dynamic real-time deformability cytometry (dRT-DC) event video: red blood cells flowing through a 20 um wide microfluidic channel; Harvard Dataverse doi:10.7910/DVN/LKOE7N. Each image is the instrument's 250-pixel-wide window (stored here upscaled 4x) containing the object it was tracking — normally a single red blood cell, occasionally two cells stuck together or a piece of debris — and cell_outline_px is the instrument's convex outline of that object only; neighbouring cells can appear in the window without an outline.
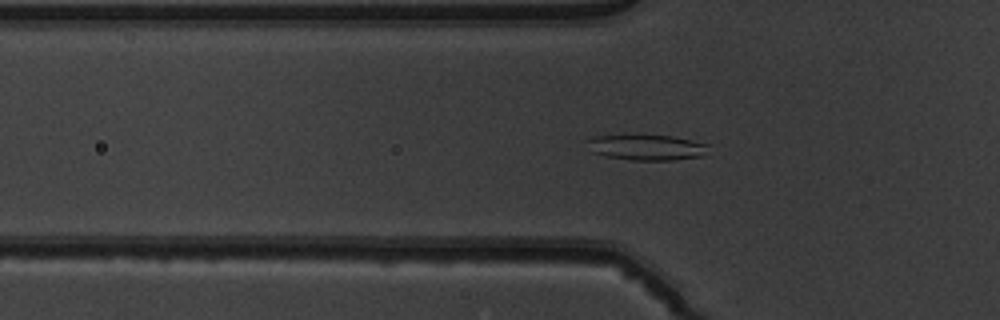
{"species": "common noctule bat (a hibernating species)", "species_latin": "Nyctalus noctula", "temperature_condition": "warm", "stored_images_in_passage": 51, "camera_frame_rate_fps": 3000, "um_per_image_px": 0.085, "animal": {"sex": "male", "body_mass_g": 19.5, "forearm_length_mm": 54.6}, "frame": {"image": 1, "passage_image": 17, "time_ms": 5.333, "image_size_px": [1000, 320], "cell_outline_px": [[708, 144], [704, 156], [676, 160], [632, 160], [608, 156], [592, 152], [588, 140], [592, 136], [672, 136]], "centroid_in_image_um": [55.01, 12.54], "position_along_channel_um": 70.8, "area_um2": 17.57}}
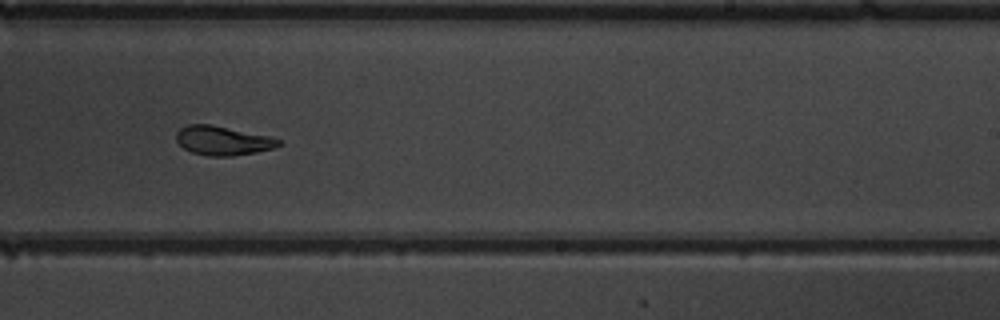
{"frame": {"image": 2, "passage_image": 32, "time_ms": 10.333, "image_size_px": [1000, 320], "cell_outline_px": [[280, 144], [272, 148], [256, 152], [232, 156], [208, 156], [192, 152], [184, 148], [176, 140], [176, 132], [180, 128], [188, 124], [212, 124], [268, 136], [280, 140]], "centroid_in_image_um": [18.89, 11.94], "position_along_channel_um": 270.1, "area_um2": 17.22}}
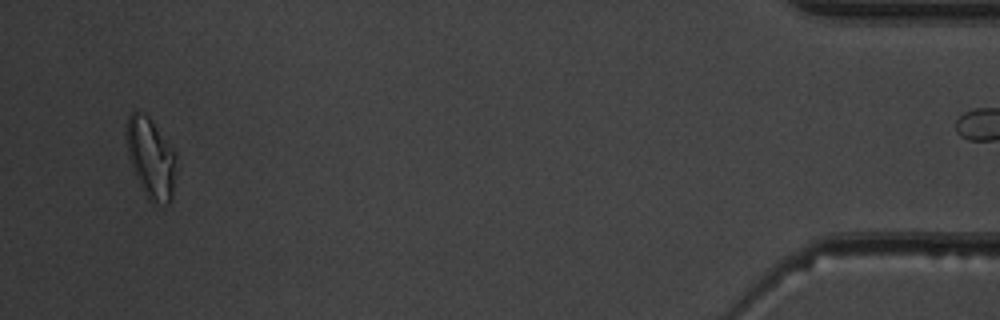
{"frame": {"image": 3, "passage_image": 49, "time_ms": 16.0, "image_size_px": [1000, 320], "cell_outline_px": [[176, 156], [172, 196], [168, 204], [156, 204], [148, 200], [132, 168], [128, 156], [124, 128], [128, 116], [132, 112], [144, 112], [148, 116], [168, 140], [176, 152]], "centroid_in_image_um": [12.8, 13.39], "position_along_channel_um": 422.4, "area_um2": 23.52}, "authors_computed_cell_mechanics": {"area_um2": 18.7272, "velocity_mm_per_s": 4.0016, "shape_relaxation_time_tau1_ms": 5.6752, "shape_relaxation_time_tau2_ms": 1.2184, "deformation_change_tau1": 0.1757, "deformation_change_tau2": 0.0589}}